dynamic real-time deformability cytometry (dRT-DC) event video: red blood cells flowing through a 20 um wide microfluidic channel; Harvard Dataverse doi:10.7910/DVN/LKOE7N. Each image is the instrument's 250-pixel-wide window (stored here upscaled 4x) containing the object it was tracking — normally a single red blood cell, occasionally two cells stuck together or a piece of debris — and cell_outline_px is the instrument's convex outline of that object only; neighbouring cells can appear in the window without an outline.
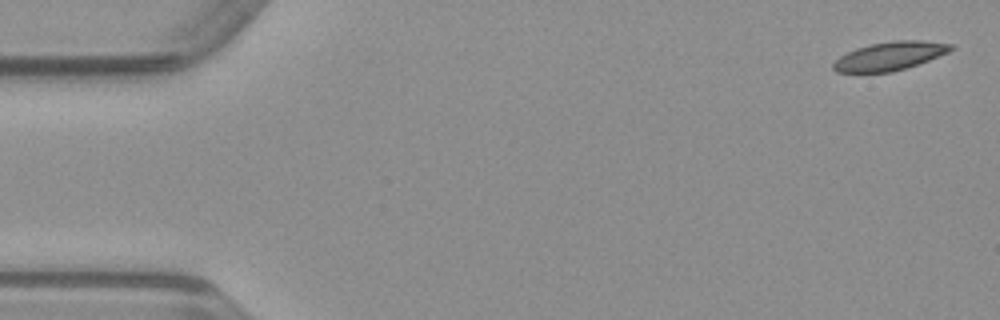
{"species": "common noctule bat (a hibernating species)", "species_latin": "Nyctalus noctula", "temperature_condition": "warm", "stored_images_in_passage": 50, "camera_frame_rate_fps": 3000, "um_per_image_px": 0.085, "animal": {"sex": "male", "body_mass_g": 23.1, "forearm_length_mm": 52.7}, "frame": {"image": 1, "passage_image": 2, "time_ms": 0.333, "image_size_px": [1000, 320], "cell_outline_px": [[956, 48], [948, 52], [928, 60], [892, 72], [836, 72], [832, 68], [832, 64], [840, 56], [856, 48], [872, 44], [896, 40], [920, 40], [952, 44]], "centroid_in_image_um": [75.63, 4.76], "position_along_channel_um": 9.4, "area_um2": 19.25}}
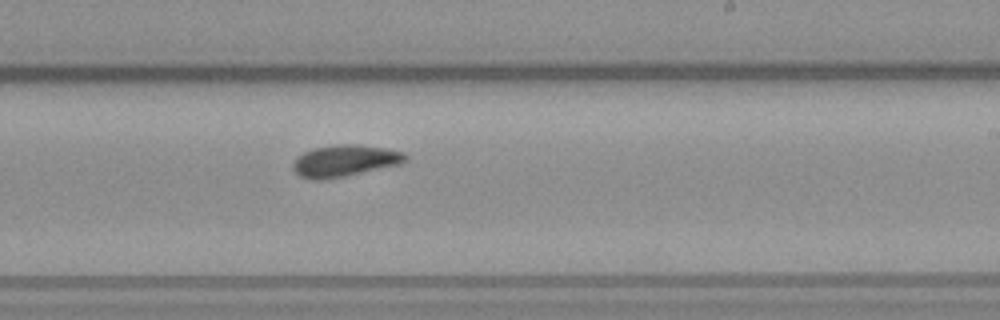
{"frame": {"image": 2, "passage_image": 30, "time_ms": 9.667, "image_size_px": [1000, 320], "cell_outline_px": [[408, 160], [400, 164], [344, 176], [324, 180], [312, 180], [300, 176], [292, 168], [292, 164], [304, 152], [312, 148], [340, 144], [356, 144], [388, 148], [404, 152], [408, 156]], "centroid_in_image_um": [29.33, 13.66], "position_along_channel_um": 259.7, "area_um2": 20.75}}
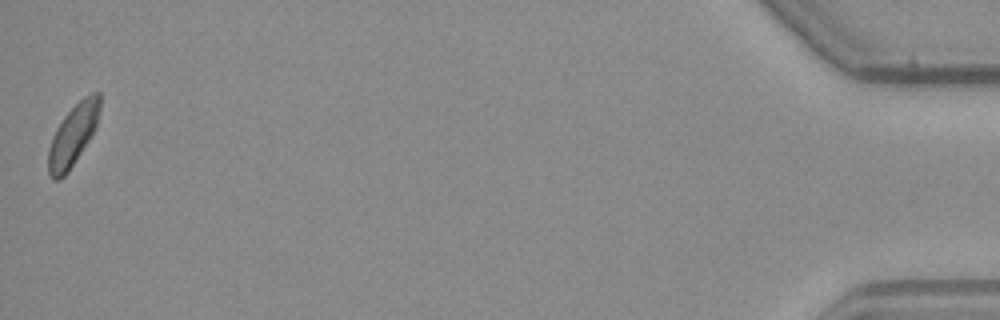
{"frame": {"image": 3, "passage_image": 50, "time_ms": 16.333, "image_size_px": [1000, 320], "cell_outline_px": [[100, 108], [96, 128], [68, 172], [60, 180], [52, 180], [48, 172], [48, 148], [52, 136], [56, 128], [64, 116], [84, 96], [92, 92], [100, 92]], "centroid_in_image_um": [6.19, 11.49], "position_along_channel_um": 429.0, "area_um2": 18.38}}